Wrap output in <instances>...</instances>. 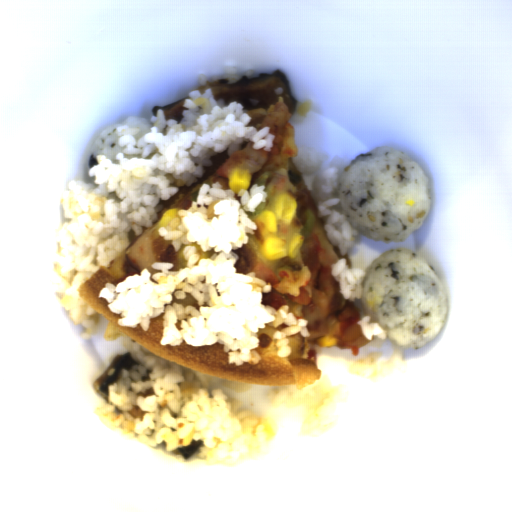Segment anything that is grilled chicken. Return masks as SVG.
I'll return each instance as SVG.
<instances>
[{
  "instance_id": "277b20a1",
  "label": "grilled chicken",
  "mask_w": 512,
  "mask_h": 512,
  "mask_svg": "<svg viewBox=\"0 0 512 512\" xmlns=\"http://www.w3.org/2000/svg\"><path fill=\"white\" fill-rule=\"evenodd\" d=\"M304 265L299 270H283L279 275L259 260L247 245L232 249L238 256L236 273H254L255 277L271 285V292H262V305L276 312L288 305L289 312L298 320L308 321L310 337L332 336L342 350L358 355L368 339L358 324L361 319L355 301L345 299L340 284L331 272L332 265L340 262L343 254L333 244L325 228L317 227L304 238L302 244Z\"/></svg>"
}]
</instances>
